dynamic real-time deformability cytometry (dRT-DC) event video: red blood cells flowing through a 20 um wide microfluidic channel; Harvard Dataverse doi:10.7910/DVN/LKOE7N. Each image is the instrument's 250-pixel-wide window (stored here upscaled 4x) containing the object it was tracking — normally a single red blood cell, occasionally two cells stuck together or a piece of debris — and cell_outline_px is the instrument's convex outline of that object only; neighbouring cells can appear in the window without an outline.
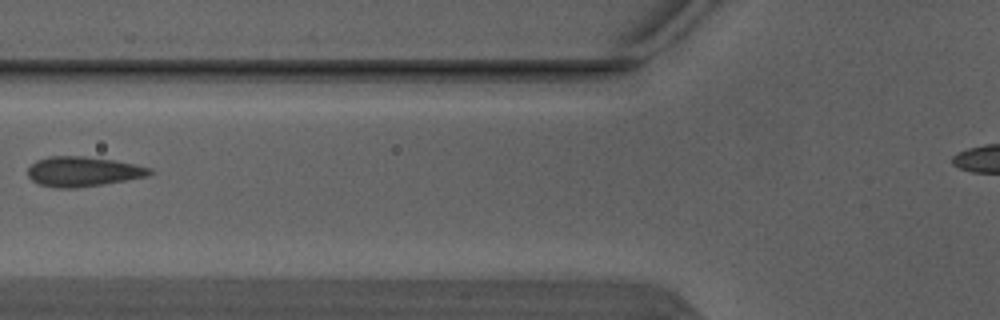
{"species": "Egyptian fruit bat (a non-hibernating species)", "species_latin": "Rousettus aegyptiacus", "temperature_condition": "warm", "stored_images_in_passage": 3, "camera_frame_rate_fps": 3000, "um_per_image_px": 0.085, "animal": {"sex": "male"}, "frame": {"image": 1, "passage_image": 3, "time_ms": 0.667, "image_size_px": [1000, 320], "cell_outline_px": [[156, 172], [148, 176], [104, 184], [76, 188], [56, 188], [40, 184], [32, 180], [28, 176], [28, 168], [36, 160], [48, 156], [84, 156], [116, 160], [136, 164], [152, 168]], "centroid_in_image_um": [7.1, 14.57], "position_along_channel_um": 118.7, "area_um2": 21.44}}